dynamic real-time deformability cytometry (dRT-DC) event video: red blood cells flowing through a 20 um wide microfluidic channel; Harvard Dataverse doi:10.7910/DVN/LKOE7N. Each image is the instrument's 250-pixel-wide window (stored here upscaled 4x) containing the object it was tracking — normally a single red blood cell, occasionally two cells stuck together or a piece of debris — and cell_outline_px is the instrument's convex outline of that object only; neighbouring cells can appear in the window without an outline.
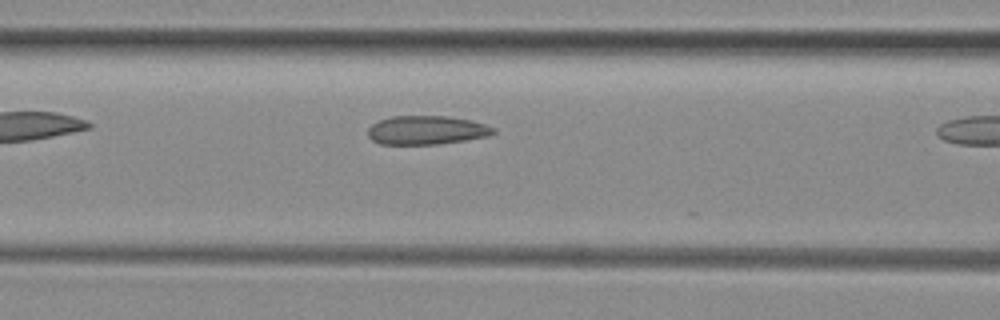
{"species": "common noctule bat (a hibernating species)", "species_latin": "Nyctalus noctula", "temperature_condition": "room temperature", "stored_images_in_passage": 8, "camera_frame_rate_fps": 3000, "um_per_image_px": 0.085, "animal": {"sex": "female", "body_mass_g": 29.2, "forearm_length_mm": 56.3}, "frame": {"image": 1, "passage_image": 7, "time_ms": 2.0, "image_size_px": [1000, 320], "cell_outline_px": [[496, 132], [488, 136], [440, 144], [380, 144], [372, 140], [368, 136], [368, 128], [372, 124], [380, 120], [392, 116], [448, 116], [472, 120], [496, 128]], "centroid_in_image_um": [36.26, 11.06], "position_along_channel_um": 130.3, "area_um2": 21.1}}